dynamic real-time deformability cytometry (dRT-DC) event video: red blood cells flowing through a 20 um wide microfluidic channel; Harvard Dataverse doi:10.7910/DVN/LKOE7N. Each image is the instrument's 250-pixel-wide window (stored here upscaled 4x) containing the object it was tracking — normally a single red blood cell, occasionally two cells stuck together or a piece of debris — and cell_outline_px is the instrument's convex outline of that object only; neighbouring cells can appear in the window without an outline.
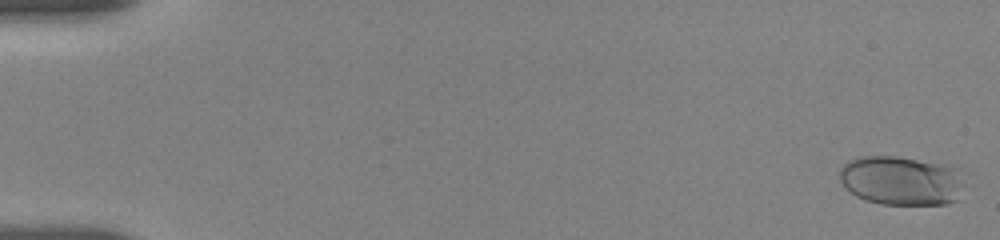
{"species": "human", "species_latin": "Homo sapiens", "temperature_condition": "room temperature", "stored_images_in_passage": 48, "camera_frame_rate_fps": 3000, "um_per_image_px": 0.085, "donor": {"sex": "female"}, "frame": {"image": 1, "passage_image": 1, "time_ms": 0.0, "image_size_px": [1000, 240], "cell_outline_px": [[960, 200], [948, 204], [880, 204], [864, 200], [856, 196], [844, 188], [840, 180], [840, 168], [848, 160], [860, 156], [896, 156], [960, 168]], "centroid_in_image_um": [76.56, 15.36], "position_along_channel_um": 8.4, "area_um2": 35.84}}
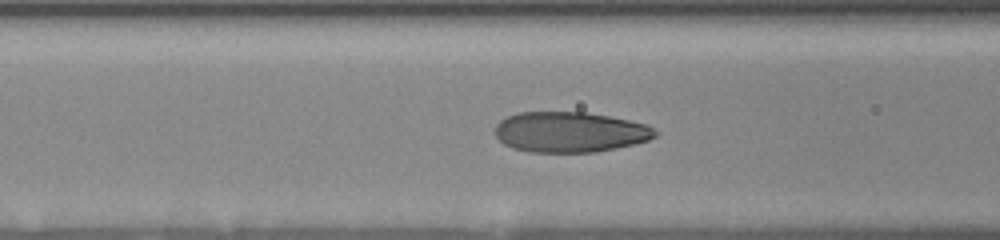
{"frame": {"image": 2, "passage_image": 30, "time_ms": 7.333, "image_size_px": [1000, 240], "cell_outline_px": [[660, 132], [656, 136], [648, 140], [636, 144], [596, 152], [528, 152], [512, 148], [504, 144], [496, 136], [496, 124], [500, 120], [508, 116], [520, 112], [584, 112], [608, 116], [648, 124]], "centroid_in_image_um": [48.47, 11.23], "position_along_channel_um": 118.1, "area_um2": 37.92}}
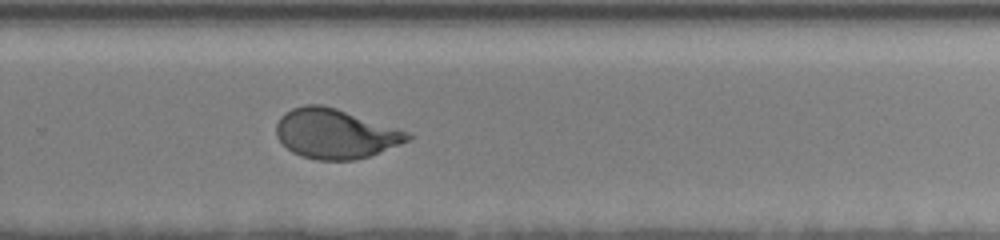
{"frame": {"image": 3, "passage_image": 48, "time_ms": 12.333, "image_size_px": [1000, 240], "cell_outline_px": [[416, 136], [408, 140], [368, 156], [356, 160], [316, 160], [300, 156], [292, 152], [276, 136], [276, 124], [280, 116], [284, 112], [292, 108], [304, 104], [320, 104], [336, 108], [408, 132]], "centroid_in_image_um": [28.45, 11.36], "position_along_channel_um": 301.4, "area_um2": 37.74}}